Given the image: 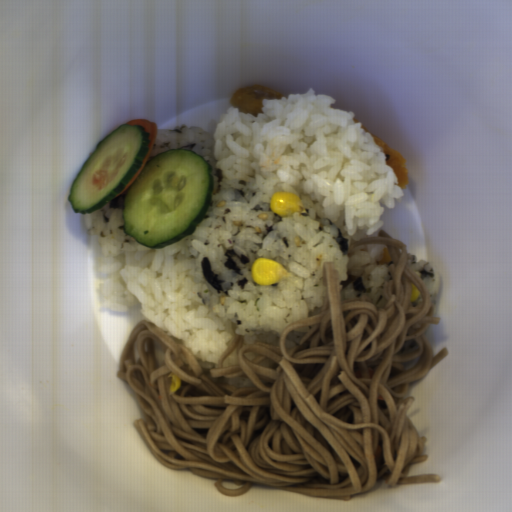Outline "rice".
Segmentation results:
<instances>
[{
  "instance_id": "652b925c",
  "label": "rice",
  "mask_w": 512,
  "mask_h": 512,
  "mask_svg": "<svg viewBox=\"0 0 512 512\" xmlns=\"http://www.w3.org/2000/svg\"><path fill=\"white\" fill-rule=\"evenodd\" d=\"M170 149L193 151L211 166L212 202L203 221L183 243L195 262V292L208 309L237 324L245 345L280 346L281 333L295 321L323 307L328 290L323 265L333 262L342 279L341 299H375L393 260L387 244L351 247L350 239L331 219L303 204L304 213L281 217L270 209L274 194L257 182L226 178L216 167L215 138L197 126L157 129L146 161ZM287 269L275 284L252 282L257 258Z\"/></svg>"
},
{
  "instance_id": "023b6e5f",
  "label": "rice",
  "mask_w": 512,
  "mask_h": 512,
  "mask_svg": "<svg viewBox=\"0 0 512 512\" xmlns=\"http://www.w3.org/2000/svg\"><path fill=\"white\" fill-rule=\"evenodd\" d=\"M308 88L261 100L256 115L226 108L215 122V167L225 178L295 193L351 241L386 229L404 194L382 147L350 110Z\"/></svg>"
},
{
  "instance_id": "8eca5e8b",
  "label": "rice",
  "mask_w": 512,
  "mask_h": 512,
  "mask_svg": "<svg viewBox=\"0 0 512 512\" xmlns=\"http://www.w3.org/2000/svg\"><path fill=\"white\" fill-rule=\"evenodd\" d=\"M88 235L103 306L118 314L142 307L148 322L183 339L203 362H217L233 323L197 294L196 262L184 243L106 256L90 231Z\"/></svg>"
},
{
  "instance_id": "acb35da6",
  "label": "rice",
  "mask_w": 512,
  "mask_h": 512,
  "mask_svg": "<svg viewBox=\"0 0 512 512\" xmlns=\"http://www.w3.org/2000/svg\"><path fill=\"white\" fill-rule=\"evenodd\" d=\"M127 192L112 198L103 207L85 213V227L99 244L102 254L107 257L127 251H145L153 248L138 243L136 237L124 231Z\"/></svg>"
},
{
  "instance_id": "b023fe2a",
  "label": "rice",
  "mask_w": 512,
  "mask_h": 512,
  "mask_svg": "<svg viewBox=\"0 0 512 512\" xmlns=\"http://www.w3.org/2000/svg\"><path fill=\"white\" fill-rule=\"evenodd\" d=\"M414 256L416 257V264H411V260H408L407 268L426 287L432 302L435 299L437 275L431 264L416 255Z\"/></svg>"
}]
</instances>
